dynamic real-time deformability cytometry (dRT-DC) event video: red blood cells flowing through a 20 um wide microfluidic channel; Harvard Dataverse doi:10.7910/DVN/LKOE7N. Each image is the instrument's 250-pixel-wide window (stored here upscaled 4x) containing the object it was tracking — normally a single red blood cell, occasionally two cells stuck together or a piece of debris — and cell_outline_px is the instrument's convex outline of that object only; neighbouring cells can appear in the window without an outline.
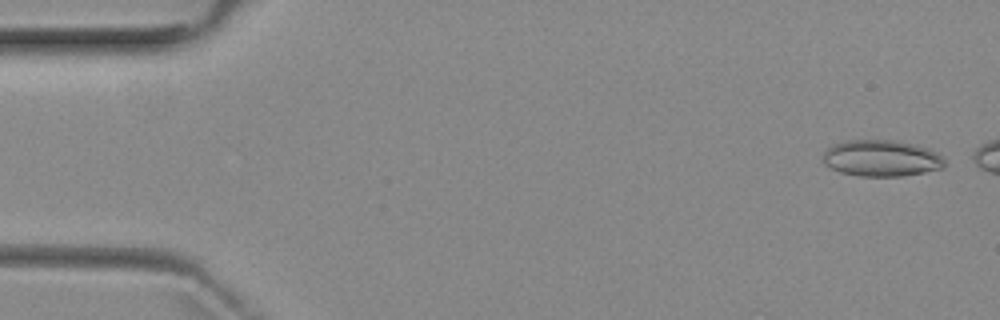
{"species": "common noctule bat (a hibernating species)", "species_latin": "Nyctalus noctula", "temperature_condition": "room temperature", "stored_images_in_passage": 6, "camera_frame_rate_fps": 3000, "um_per_image_px": 0.085, "animal": {"sex": "female", "body_mass_g": 29.2, "forearm_length_mm": 56.3}, "frame": {"image": 1, "passage_image": 1, "time_ms": 0.0, "image_size_px": [1000, 320], "cell_outline_px": [[944, 168], [924, 172], [900, 176], [860, 176], [840, 172], [824, 164], [824, 152], [832, 144], [848, 140], [900, 140], [928, 148], [944, 156]], "centroid_in_image_um": [74.94, 13.44], "position_along_channel_um": 10.1, "area_um2": 25.89}}